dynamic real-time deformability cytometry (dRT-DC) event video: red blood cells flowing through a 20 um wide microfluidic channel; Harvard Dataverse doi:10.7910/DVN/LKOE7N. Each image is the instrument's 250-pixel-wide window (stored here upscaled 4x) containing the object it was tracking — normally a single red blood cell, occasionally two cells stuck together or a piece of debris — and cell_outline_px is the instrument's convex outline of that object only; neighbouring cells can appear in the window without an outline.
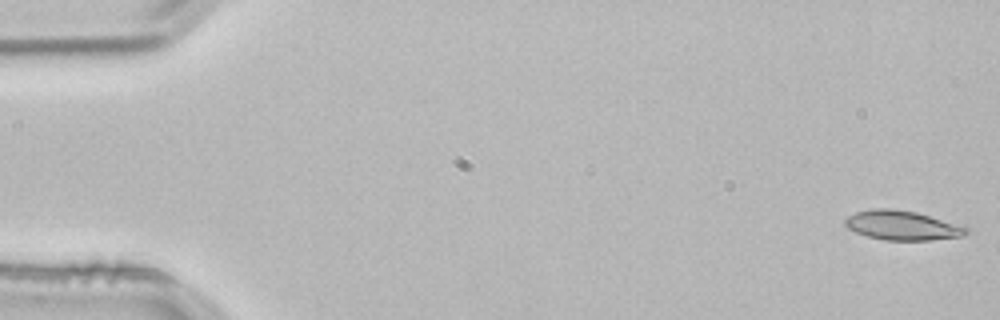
{"species": "common noctule bat (a hibernating species)", "species_latin": "Nyctalus noctula", "temperature_condition": "room temperature", "stored_images_in_passage": 4, "camera_frame_rate_fps": 3000, "um_per_image_px": 0.085, "animal": {"sex": "male", "body_mass_g": 21.5, "forearm_length_mm": 52.0}, "frame": {"image": 1, "passage_image": 1, "time_ms": 0.0, "image_size_px": [1000, 320], "cell_outline_px": [[968, 232], [964, 236], [928, 240], [884, 240], [868, 236], [856, 232], [848, 228], [844, 224], [844, 220], [848, 216], [856, 212], [872, 208], [888, 208], [916, 212], [964, 224], [968, 228]], "centroid_in_image_um": [76.74, 19.15], "position_along_channel_um": 8.3, "area_um2": 20.98}}